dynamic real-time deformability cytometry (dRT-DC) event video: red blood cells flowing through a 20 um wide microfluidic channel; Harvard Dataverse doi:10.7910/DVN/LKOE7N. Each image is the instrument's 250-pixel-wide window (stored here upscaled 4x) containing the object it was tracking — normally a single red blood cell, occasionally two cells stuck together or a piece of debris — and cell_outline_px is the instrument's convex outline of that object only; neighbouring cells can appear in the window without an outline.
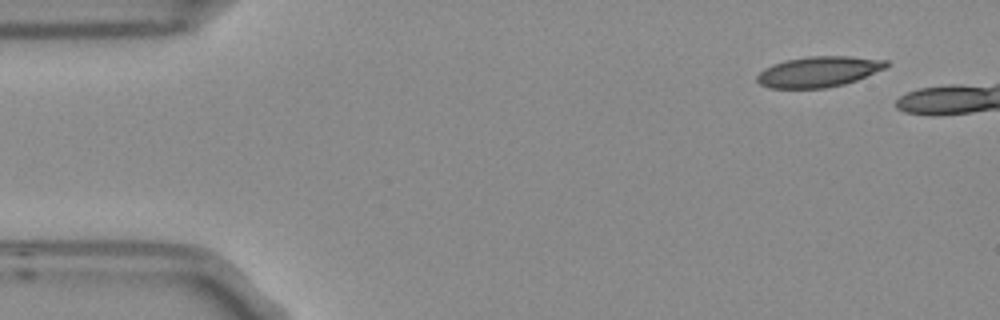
{"species": "Egyptian fruit bat (a non-hibernating species)", "species_latin": "Rousettus aegyptiacus", "temperature_condition": "room temperature", "stored_images_in_passage": 5, "camera_frame_rate_fps": 3000, "um_per_image_px": 0.085, "frame": {"image": 1, "passage_image": 1, "time_ms": 0.0, "image_size_px": [1000, 320], "cell_outline_px": [[888, 64], [884, 68], [856, 80], [844, 84], [824, 88], [768, 88], [760, 84], [756, 80], [756, 76], [764, 68], [772, 64], [784, 60], [808, 56], [852, 56], [888, 60]], "centroid_in_image_um": [69.54, 6.09], "position_along_channel_um": 15.5, "area_um2": 23.06}}